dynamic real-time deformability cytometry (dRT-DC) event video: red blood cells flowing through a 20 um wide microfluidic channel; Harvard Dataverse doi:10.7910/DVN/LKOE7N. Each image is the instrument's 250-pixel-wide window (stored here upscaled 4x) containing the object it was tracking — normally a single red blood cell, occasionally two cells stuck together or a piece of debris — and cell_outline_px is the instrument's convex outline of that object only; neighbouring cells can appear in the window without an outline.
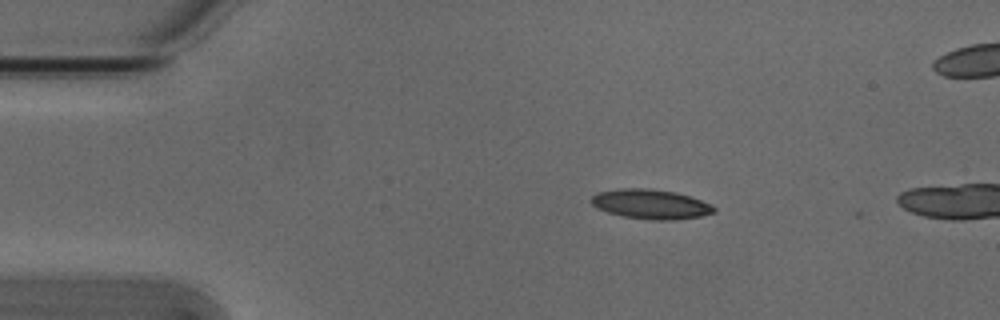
{"species": "Egyptian fruit bat (a non-hibernating species)", "species_latin": "Rousettus aegyptiacus", "temperature_condition": "cold", "stored_images_in_passage": 2, "camera_frame_rate_fps": 3000, "um_per_image_px": 0.085, "animal": {"sex": "male"}, "frame": {"image": 1, "passage_image": 1, "time_ms": 0.0, "image_size_px": [1000, 320], "cell_outline_px": [[716, 212], [700, 216], [676, 220], [652, 220], [624, 216], [608, 212], [596, 208], [592, 204], [592, 196], [600, 192], [620, 188], [648, 188], [676, 192], [712, 204], [716, 208]], "centroid_in_image_um": [55.34, 17.35], "position_along_channel_um": 29.7, "area_um2": 21.1}}